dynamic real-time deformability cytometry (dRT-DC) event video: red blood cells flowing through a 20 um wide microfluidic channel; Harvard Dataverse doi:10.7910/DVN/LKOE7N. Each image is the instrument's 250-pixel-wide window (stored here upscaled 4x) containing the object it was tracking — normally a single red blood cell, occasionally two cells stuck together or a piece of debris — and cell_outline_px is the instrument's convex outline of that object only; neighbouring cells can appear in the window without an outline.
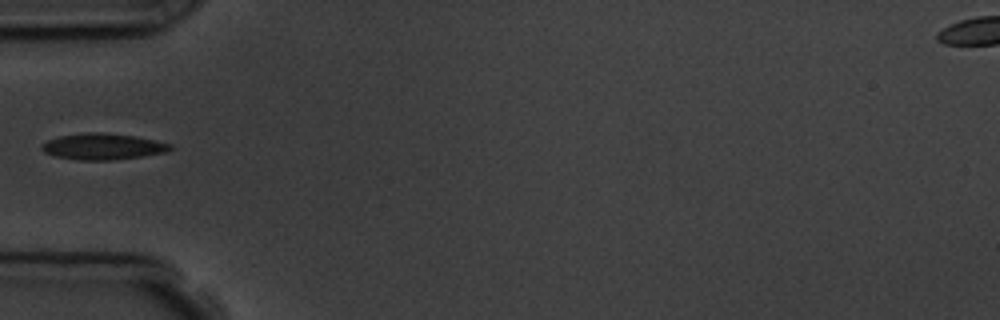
{"species": "common noctule bat (a hibernating species)", "species_latin": "Nyctalus noctula", "temperature_condition": "room temperature", "stored_images_in_passage": 1, "camera_frame_rate_fps": 3000, "um_per_image_px": 0.085, "animal": {"sex": "male", "body_mass_g": 19.5, "forearm_length_mm": 54.6}, "frame": {"image": 1, "passage_image": 1, "time_ms": 0.0, "image_size_px": [1000, 320], "cell_outline_px": [[172, 148], [168, 152], [140, 156], [108, 160], [76, 160], [56, 156], [44, 152], [40, 148], [48, 140], [60, 136], [88, 132], [100, 132], [136, 136], [156, 140], [172, 144]], "centroid_in_image_um": [8.77, 12.45], "position_along_channel_um": 76.2, "area_um2": 19.48}}